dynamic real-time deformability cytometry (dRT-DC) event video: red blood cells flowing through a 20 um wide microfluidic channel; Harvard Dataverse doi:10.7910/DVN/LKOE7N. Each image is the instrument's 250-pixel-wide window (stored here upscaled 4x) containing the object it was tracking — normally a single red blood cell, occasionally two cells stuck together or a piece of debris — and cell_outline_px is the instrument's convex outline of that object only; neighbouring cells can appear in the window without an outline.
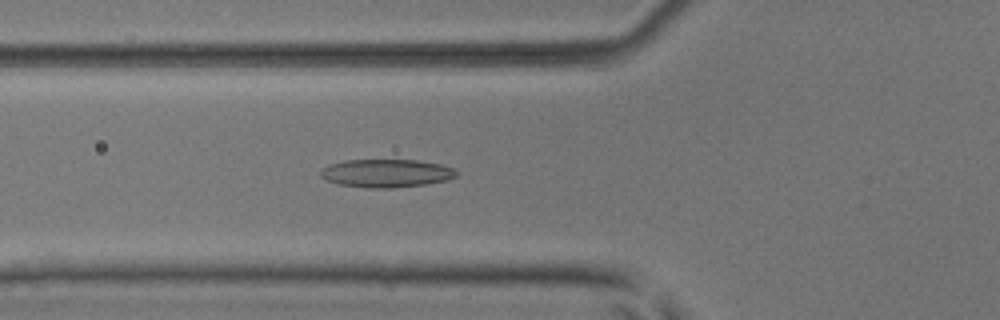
{"species": "common noctule bat (a hibernating species)", "species_latin": "Nyctalus noctula", "temperature_condition": "room temperature", "stored_images_in_passage": 37, "camera_frame_rate_fps": 3000, "um_per_image_px": 0.085, "animal": {"sex": "male", "body_mass_g": 17.9, "forearm_length_mm": 54.2}, "frame": {"image": 1, "passage_image": 5, "time_ms": 1.333, "image_size_px": [1000, 320], "cell_outline_px": [[460, 172], [456, 176], [448, 180], [424, 184], [392, 188], [364, 188], [340, 184], [328, 180], [320, 176], [320, 168], [328, 164], [344, 160], [416, 160], [440, 164], [452, 168]], "centroid_in_image_um": [32.82, 14.72], "position_along_channel_um": 93.0, "area_um2": 22.37}}
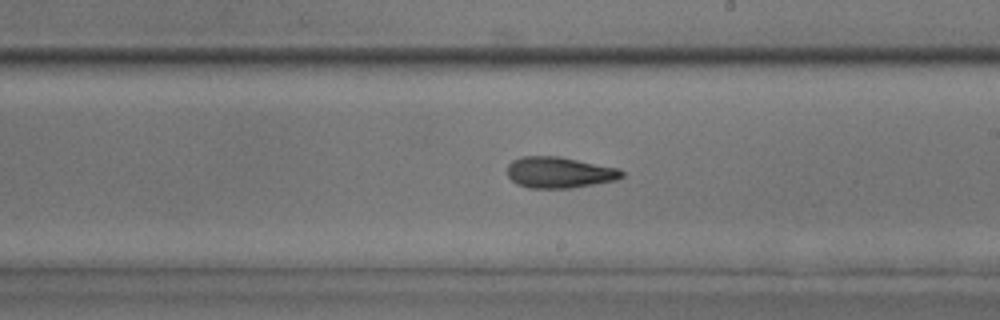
{"frame": {"image": 2, "passage_image": 16, "time_ms": 5.0, "image_size_px": [1000, 320], "cell_outline_px": [[624, 176], [616, 180], [572, 188], [528, 188], [516, 184], [508, 176], [508, 164], [512, 160], [520, 156], [556, 156], [620, 168], [624, 172]], "centroid_in_image_um": [47.54, 14.66], "position_along_channel_um": 241.5, "area_um2": 20.87}}
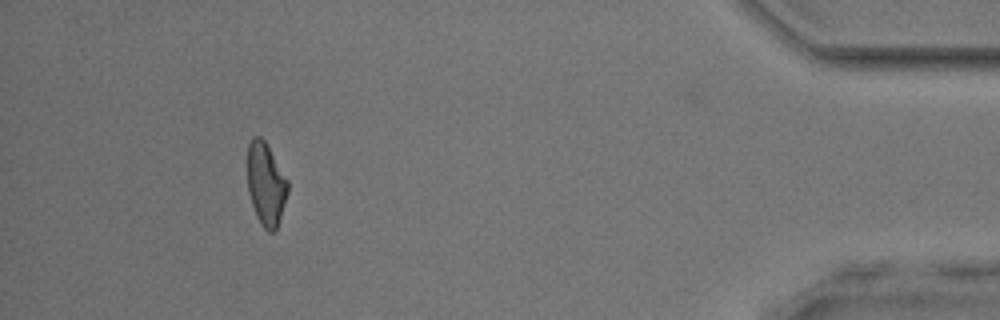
{"frame": {"image": 3, "passage_image": 33, "time_ms": 10.667, "image_size_px": [1000, 320], "cell_outline_px": [[288, 192], [276, 228], [272, 232], [268, 232], [260, 224], [256, 216], [248, 192], [248, 144], [252, 136], [260, 136], [264, 140], [288, 180]], "centroid_in_image_um": [22.59, 15.64], "position_along_channel_um": 412.6, "area_um2": 19.25}, "authors_computed_cell_mechanics": {"area_um2": 20.519, "velocity_mm_per_s": 4.0571, "shape_relaxation_time_tau1_ms": 6.636, "shape_relaxation_time_tau2_ms": 3.2616, "deformation_change_tau1": 0.1734, "deformation_change_tau2": 0.1143}}